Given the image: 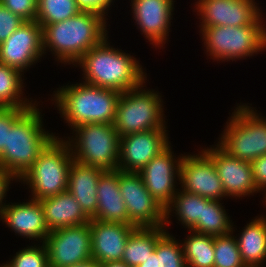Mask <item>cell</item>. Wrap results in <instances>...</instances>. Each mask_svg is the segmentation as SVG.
<instances>
[{"label":"cell","mask_w":266,"mask_h":267,"mask_svg":"<svg viewBox=\"0 0 266 267\" xmlns=\"http://www.w3.org/2000/svg\"><path fill=\"white\" fill-rule=\"evenodd\" d=\"M158 267H187L181 240L167 231L157 242Z\"/></svg>","instance_id":"1f68e13d"},{"label":"cell","mask_w":266,"mask_h":267,"mask_svg":"<svg viewBox=\"0 0 266 267\" xmlns=\"http://www.w3.org/2000/svg\"><path fill=\"white\" fill-rule=\"evenodd\" d=\"M137 267H158V258H157V244L155 250L152 252L151 256H149L145 262L140 264Z\"/></svg>","instance_id":"ab89813d"},{"label":"cell","mask_w":266,"mask_h":267,"mask_svg":"<svg viewBox=\"0 0 266 267\" xmlns=\"http://www.w3.org/2000/svg\"><path fill=\"white\" fill-rule=\"evenodd\" d=\"M44 245L49 267H68L92 259L89 223L50 231Z\"/></svg>","instance_id":"8fae6325"},{"label":"cell","mask_w":266,"mask_h":267,"mask_svg":"<svg viewBox=\"0 0 266 267\" xmlns=\"http://www.w3.org/2000/svg\"><path fill=\"white\" fill-rule=\"evenodd\" d=\"M49 231L89 223L75 197L68 191L40 200Z\"/></svg>","instance_id":"603a6c76"},{"label":"cell","mask_w":266,"mask_h":267,"mask_svg":"<svg viewBox=\"0 0 266 267\" xmlns=\"http://www.w3.org/2000/svg\"><path fill=\"white\" fill-rule=\"evenodd\" d=\"M108 38L92 47L74 64L83 71L82 81L119 93L137 88L147 80L143 66L133 55L110 46Z\"/></svg>","instance_id":"6da1fadb"},{"label":"cell","mask_w":266,"mask_h":267,"mask_svg":"<svg viewBox=\"0 0 266 267\" xmlns=\"http://www.w3.org/2000/svg\"><path fill=\"white\" fill-rule=\"evenodd\" d=\"M174 0H131L133 19L141 34L155 47L165 46L171 20Z\"/></svg>","instance_id":"ac0fdd59"},{"label":"cell","mask_w":266,"mask_h":267,"mask_svg":"<svg viewBox=\"0 0 266 267\" xmlns=\"http://www.w3.org/2000/svg\"><path fill=\"white\" fill-rule=\"evenodd\" d=\"M250 164L252 166L255 185L262 192L266 189V155L258 157Z\"/></svg>","instance_id":"74e56055"},{"label":"cell","mask_w":266,"mask_h":267,"mask_svg":"<svg viewBox=\"0 0 266 267\" xmlns=\"http://www.w3.org/2000/svg\"><path fill=\"white\" fill-rule=\"evenodd\" d=\"M43 56V29L36 20L24 21L0 44V63L14 67L23 74Z\"/></svg>","instance_id":"7c38bea8"},{"label":"cell","mask_w":266,"mask_h":267,"mask_svg":"<svg viewBox=\"0 0 266 267\" xmlns=\"http://www.w3.org/2000/svg\"><path fill=\"white\" fill-rule=\"evenodd\" d=\"M81 11H91L108 16V10L111 7L113 0H76Z\"/></svg>","instance_id":"8d00e7d4"},{"label":"cell","mask_w":266,"mask_h":267,"mask_svg":"<svg viewBox=\"0 0 266 267\" xmlns=\"http://www.w3.org/2000/svg\"><path fill=\"white\" fill-rule=\"evenodd\" d=\"M68 267H99V264L95 260L89 259Z\"/></svg>","instance_id":"b9f144b4"},{"label":"cell","mask_w":266,"mask_h":267,"mask_svg":"<svg viewBox=\"0 0 266 267\" xmlns=\"http://www.w3.org/2000/svg\"><path fill=\"white\" fill-rule=\"evenodd\" d=\"M235 227L225 235L214 237L213 267H246L243 263L235 235ZM234 231V232H233Z\"/></svg>","instance_id":"4dcf8cb0"},{"label":"cell","mask_w":266,"mask_h":267,"mask_svg":"<svg viewBox=\"0 0 266 267\" xmlns=\"http://www.w3.org/2000/svg\"><path fill=\"white\" fill-rule=\"evenodd\" d=\"M182 243L187 267L214 266V236L188 230Z\"/></svg>","instance_id":"83f0119b"},{"label":"cell","mask_w":266,"mask_h":267,"mask_svg":"<svg viewBox=\"0 0 266 267\" xmlns=\"http://www.w3.org/2000/svg\"><path fill=\"white\" fill-rule=\"evenodd\" d=\"M24 247L4 263L6 267H49L48 253L44 243Z\"/></svg>","instance_id":"d6a6232c"},{"label":"cell","mask_w":266,"mask_h":267,"mask_svg":"<svg viewBox=\"0 0 266 267\" xmlns=\"http://www.w3.org/2000/svg\"><path fill=\"white\" fill-rule=\"evenodd\" d=\"M104 170L73 161L67 191L78 201L84 213L93 219L98 205L97 185Z\"/></svg>","instance_id":"7402d4cb"},{"label":"cell","mask_w":266,"mask_h":267,"mask_svg":"<svg viewBox=\"0 0 266 267\" xmlns=\"http://www.w3.org/2000/svg\"><path fill=\"white\" fill-rule=\"evenodd\" d=\"M254 218L235 237L246 267H264L266 263V216L260 215Z\"/></svg>","instance_id":"cb8c5ba5"},{"label":"cell","mask_w":266,"mask_h":267,"mask_svg":"<svg viewBox=\"0 0 266 267\" xmlns=\"http://www.w3.org/2000/svg\"><path fill=\"white\" fill-rule=\"evenodd\" d=\"M262 192H264V194H265L264 197H263L265 201H262V202H263V203L265 202V205H266V189L263 190Z\"/></svg>","instance_id":"7bdbcfd3"},{"label":"cell","mask_w":266,"mask_h":267,"mask_svg":"<svg viewBox=\"0 0 266 267\" xmlns=\"http://www.w3.org/2000/svg\"><path fill=\"white\" fill-rule=\"evenodd\" d=\"M172 144L154 157L139 173L148 192L166 208L173 200L180 181V164L184 154L176 158ZM171 147V148H170Z\"/></svg>","instance_id":"9a60e30c"},{"label":"cell","mask_w":266,"mask_h":267,"mask_svg":"<svg viewBox=\"0 0 266 267\" xmlns=\"http://www.w3.org/2000/svg\"><path fill=\"white\" fill-rule=\"evenodd\" d=\"M1 220L23 239L44 243L50 233L40 200L30 198L27 202L7 203L1 210Z\"/></svg>","instance_id":"d6986e66"},{"label":"cell","mask_w":266,"mask_h":267,"mask_svg":"<svg viewBox=\"0 0 266 267\" xmlns=\"http://www.w3.org/2000/svg\"><path fill=\"white\" fill-rule=\"evenodd\" d=\"M180 189L209 200L227 199L212 159L203 151L184 153L180 164Z\"/></svg>","instance_id":"5bb4252c"},{"label":"cell","mask_w":266,"mask_h":267,"mask_svg":"<svg viewBox=\"0 0 266 267\" xmlns=\"http://www.w3.org/2000/svg\"><path fill=\"white\" fill-rule=\"evenodd\" d=\"M99 267H130V266L121 260V261H110V262L100 263Z\"/></svg>","instance_id":"60d3db41"},{"label":"cell","mask_w":266,"mask_h":267,"mask_svg":"<svg viewBox=\"0 0 266 267\" xmlns=\"http://www.w3.org/2000/svg\"><path fill=\"white\" fill-rule=\"evenodd\" d=\"M72 130L66 141L74 161L104 171L118 169L120 137L113 123L84 124Z\"/></svg>","instance_id":"9c48e42d"},{"label":"cell","mask_w":266,"mask_h":267,"mask_svg":"<svg viewBox=\"0 0 266 267\" xmlns=\"http://www.w3.org/2000/svg\"><path fill=\"white\" fill-rule=\"evenodd\" d=\"M107 20L102 14L81 11L65 21L44 25V55L49 50L55 61L74 65L92 47L109 36Z\"/></svg>","instance_id":"7a4b0ae2"},{"label":"cell","mask_w":266,"mask_h":267,"mask_svg":"<svg viewBox=\"0 0 266 267\" xmlns=\"http://www.w3.org/2000/svg\"><path fill=\"white\" fill-rule=\"evenodd\" d=\"M36 103L8 129L7 145L0 156V167L19 180L37 160V157L55 133L45 128L42 111Z\"/></svg>","instance_id":"277c9868"},{"label":"cell","mask_w":266,"mask_h":267,"mask_svg":"<svg viewBox=\"0 0 266 267\" xmlns=\"http://www.w3.org/2000/svg\"><path fill=\"white\" fill-rule=\"evenodd\" d=\"M144 87H147L146 81L135 89L121 93L113 123L119 137L167 128L161 93Z\"/></svg>","instance_id":"ba28073f"},{"label":"cell","mask_w":266,"mask_h":267,"mask_svg":"<svg viewBox=\"0 0 266 267\" xmlns=\"http://www.w3.org/2000/svg\"><path fill=\"white\" fill-rule=\"evenodd\" d=\"M167 131L154 129L121 136L118 169L140 172L171 144Z\"/></svg>","instance_id":"2e32d148"},{"label":"cell","mask_w":266,"mask_h":267,"mask_svg":"<svg viewBox=\"0 0 266 267\" xmlns=\"http://www.w3.org/2000/svg\"><path fill=\"white\" fill-rule=\"evenodd\" d=\"M199 33L202 34L200 36H202V42L204 41L205 53L214 61L236 62L266 50L265 23H251L245 26H209L204 27Z\"/></svg>","instance_id":"52a82bcc"},{"label":"cell","mask_w":266,"mask_h":267,"mask_svg":"<svg viewBox=\"0 0 266 267\" xmlns=\"http://www.w3.org/2000/svg\"><path fill=\"white\" fill-rule=\"evenodd\" d=\"M118 180L119 169L102 173L97 185L98 205L94 220L130 225Z\"/></svg>","instance_id":"44dd1931"},{"label":"cell","mask_w":266,"mask_h":267,"mask_svg":"<svg viewBox=\"0 0 266 267\" xmlns=\"http://www.w3.org/2000/svg\"><path fill=\"white\" fill-rule=\"evenodd\" d=\"M222 204L220 200H208L202 206L201 222L192 231L214 237L230 233L234 222Z\"/></svg>","instance_id":"f1b7e54d"},{"label":"cell","mask_w":266,"mask_h":267,"mask_svg":"<svg viewBox=\"0 0 266 267\" xmlns=\"http://www.w3.org/2000/svg\"><path fill=\"white\" fill-rule=\"evenodd\" d=\"M0 267H6V265L4 263H2V265H0Z\"/></svg>","instance_id":"ee69618b"},{"label":"cell","mask_w":266,"mask_h":267,"mask_svg":"<svg viewBox=\"0 0 266 267\" xmlns=\"http://www.w3.org/2000/svg\"><path fill=\"white\" fill-rule=\"evenodd\" d=\"M65 137L55 136L37 157L33 166L18 180L28 185L30 197L41 200L67 191L73 155Z\"/></svg>","instance_id":"5b68a950"},{"label":"cell","mask_w":266,"mask_h":267,"mask_svg":"<svg viewBox=\"0 0 266 267\" xmlns=\"http://www.w3.org/2000/svg\"><path fill=\"white\" fill-rule=\"evenodd\" d=\"M162 227H136L129 235L122 261L130 267H137L151 256L158 240L167 232Z\"/></svg>","instance_id":"d4e9b609"},{"label":"cell","mask_w":266,"mask_h":267,"mask_svg":"<svg viewBox=\"0 0 266 267\" xmlns=\"http://www.w3.org/2000/svg\"><path fill=\"white\" fill-rule=\"evenodd\" d=\"M23 22L24 20L0 3V44L4 42Z\"/></svg>","instance_id":"d590c367"},{"label":"cell","mask_w":266,"mask_h":267,"mask_svg":"<svg viewBox=\"0 0 266 267\" xmlns=\"http://www.w3.org/2000/svg\"><path fill=\"white\" fill-rule=\"evenodd\" d=\"M11 181L18 182L12 174L0 167V213L2 208L7 204L5 199L7 191L10 189L9 185L13 183Z\"/></svg>","instance_id":"f35d334b"},{"label":"cell","mask_w":266,"mask_h":267,"mask_svg":"<svg viewBox=\"0 0 266 267\" xmlns=\"http://www.w3.org/2000/svg\"><path fill=\"white\" fill-rule=\"evenodd\" d=\"M200 16V31L209 26H245L264 23L255 0H198L194 4Z\"/></svg>","instance_id":"4fadbf2b"},{"label":"cell","mask_w":266,"mask_h":267,"mask_svg":"<svg viewBox=\"0 0 266 267\" xmlns=\"http://www.w3.org/2000/svg\"><path fill=\"white\" fill-rule=\"evenodd\" d=\"M0 3L24 21L37 18V0H0Z\"/></svg>","instance_id":"e575fe53"},{"label":"cell","mask_w":266,"mask_h":267,"mask_svg":"<svg viewBox=\"0 0 266 267\" xmlns=\"http://www.w3.org/2000/svg\"><path fill=\"white\" fill-rule=\"evenodd\" d=\"M91 255L98 264L121 261L130 233L136 228L123 223L90 219Z\"/></svg>","instance_id":"ffe728a7"},{"label":"cell","mask_w":266,"mask_h":267,"mask_svg":"<svg viewBox=\"0 0 266 267\" xmlns=\"http://www.w3.org/2000/svg\"><path fill=\"white\" fill-rule=\"evenodd\" d=\"M118 182L130 225L137 228L164 226L165 208L148 192L139 172L119 170Z\"/></svg>","instance_id":"30bf717a"},{"label":"cell","mask_w":266,"mask_h":267,"mask_svg":"<svg viewBox=\"0 0 266 267\" xmlns=\"http://www.w3.org/2000/svg\"><path fill=\"white\" fill-rule=\"evenodd\" d=\"M22 77L20 70L0 63V108H32L37 103L24 96Z\"/></svg>","instance_id":"4316f807"},{"label":"cell","mask_w":266,"mask_h":267,"mask_svg":"<svg viewBox=\"0 0 266 267\" xmlns=\"http://www.w3.org/2000/svg\"><path fill=\"white\" fill-rule=\"evenodd\" d=\"M208 200L207 198L188 193L179 188L172 202L165 208V229L167 230V227L172 222L170 217L175 216V218L177 217V221L180 222L184 228L192 230L201 222L202 206H204ZM173 213L174 215H172Z\"/></svg>","instance_id":"484cf974"},{"label":"cell","mask_w":266,"mask_h":267,"mask_svg":"<svg viewBox=\"0 0 266 267\" xmlns=\"http://www.w3.org/2000/svg\"><path fill=\"white\" fill-rule=\"evenodd\" d=\"M215 146L202 150L212 159L226 196L237 200L259 193L250 162L231 156L217 143Z\"/></svg>","instance_id":"e0dca14e"},{"label":"cell","mask_w":266,"mask_h":267,"mask_svg":"<svg viewBox=\"0 0 266 267\" xmlns=\"http://www.w3.org/2000/svg\"><path fill=\"white\" fill-rule=\"evenodd\" d=\"M236 106L217 144L231 156L251 163L266 155V118L246 103Z\"/></svg>","instance_id":"8992f818"},{"label":"cell","mask_w":266,"mask_h":267,"mask_svg":"<svg viewBox=\"0 0 266 267\" xmlns=\"http://www.w3.org/2000/svg\"><path fill=\"white\" fill-rule=\"evenodd\" d=\"M51 95L61 118L70 130L91 123H114L121 93L84 82L56 88ZM54 101V102H53Z\"/></svg>","instance_id":"3957f363"},{"label":"cell","mask_w":266,"mask_h":267,"mask_svg":"<svg viewBox=\"0 0 266 267\" xmlns=\"http://www.w3.org/2000/svg\"><path fill=\"white\" fill-rule=\"evenodd\" d=\"M30 108H0V156L7 145L8 129Z\"/></svg>","instance_id":"836d02e7"},{"label":"cell","mask_w":266,"mask_h":267,"mask_svg":"<svg viewBox=\"0 0 266 267\" xmlns=\"http://www.w3.org/2000/svg\"><path fill=\"white\" fill-rule=\"evenodd\" d=\"M80 12L76 0H37L36 21L43 27L65 21Z\"/></svg>","instance_id":"f546056e"}]
</instances>
